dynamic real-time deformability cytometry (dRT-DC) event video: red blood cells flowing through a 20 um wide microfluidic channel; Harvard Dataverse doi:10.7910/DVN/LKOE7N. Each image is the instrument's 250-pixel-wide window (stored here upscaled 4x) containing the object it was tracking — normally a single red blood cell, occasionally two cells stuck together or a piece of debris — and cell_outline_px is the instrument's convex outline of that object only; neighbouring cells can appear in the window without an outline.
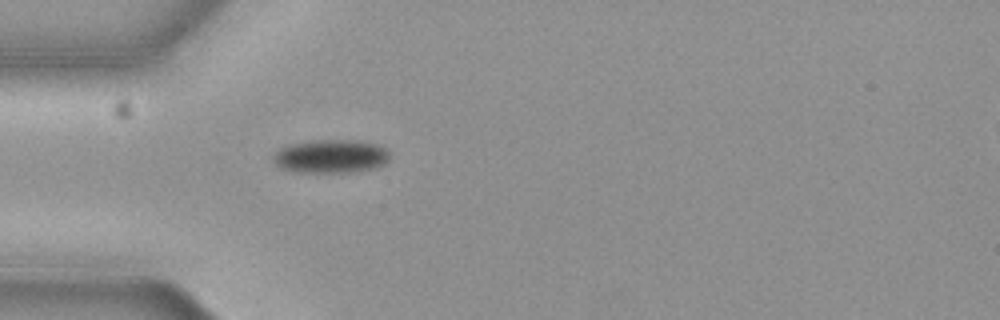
{"species": "common noctule bat (a hibernating species)", "species_latin": "Nyctalus noctula", "temperature_condition": "cold", "stored_images_in_passage": 41, "camera_frame_rate_fps": 3000, "um_per_image_px": 0.085, "animal": {"sex": "female", "body_mass_g": 19.3, "forearm_length_mm": 54.1}, "frame": {"image": 1, "passage_image": 1, "time_ms": 0.0, "image_size_px": [1000, 320], "cell_outline_px": [[388, 160], [384, 164], [376, 168], [352, 172], [292, 172], [280, 168], [276, 164], [272, 156], [280, 148], [288, 144], [312, 140], [356, 140], [380, 144], [388, 148]], "centroid_in_image_um": [28.13, 13.28], "position_along_channel_um": 56.9, "area_um2": 23.06}}
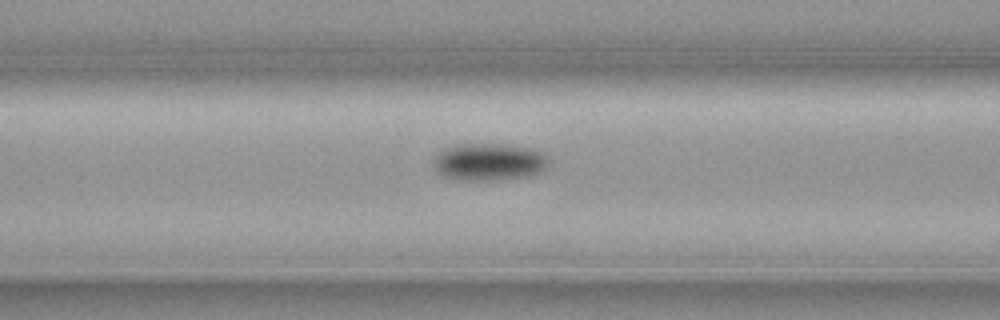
{"frame": {"image": 2, "passage_image": 7, "time_ms": 2.0, "image_size_px": [1000, 320], "cell_outline_px": [[548, 160], [544, 168], [540, 172], [528, 176], [492, 180], [456, 180], [444, 176], [432, 164], [432, 160], [444, 148], [456, 144], [492, 144], [532, 148], [544, 152]], "centroid_in_image_um": [41.54, 13.76], "position_along_channel_um": 125.1, "area_um2": 24.85}}
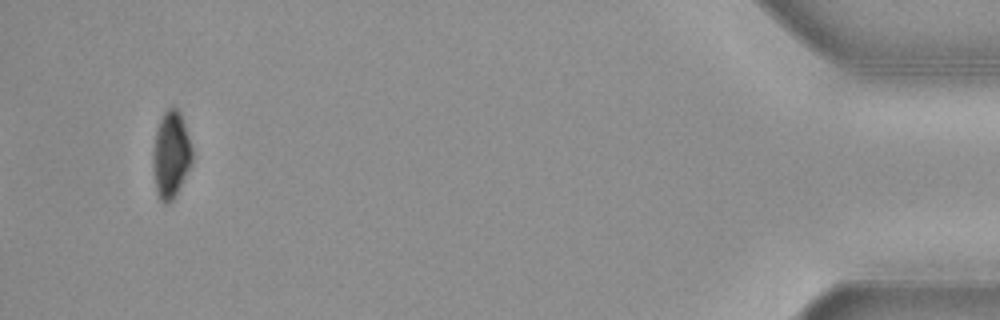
{"frame": {"image": 3, "passage_image": 38, "time_ms": 12.333, "image_size_px": [1000, 320], "cell_outline_px": [[192, 164], [176, 196], [168, 204], [164, 204], [160, 200], [156, 188], [152, 164], [156, 132], [160, 120], [164, 112], [172, 104], [180, 112], [192, 148]], "centroid_in_image_um": [14.54, 13.17], "position_along_channel_um": 420.7, "area_um2": 19.77}}